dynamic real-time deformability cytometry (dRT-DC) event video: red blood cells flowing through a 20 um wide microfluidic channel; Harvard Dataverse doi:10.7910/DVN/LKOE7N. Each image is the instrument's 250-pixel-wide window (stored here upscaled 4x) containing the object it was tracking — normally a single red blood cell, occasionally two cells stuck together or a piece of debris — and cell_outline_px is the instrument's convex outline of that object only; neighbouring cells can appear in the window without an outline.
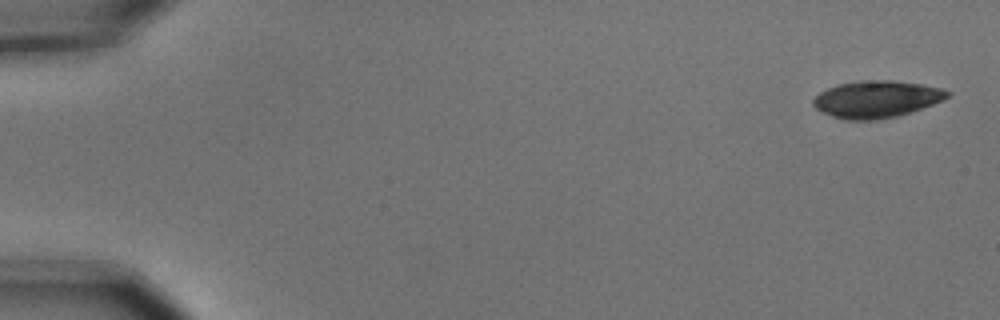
{"species": "common noctule bat (a hibernating species)", "species_latin": "Nyctalus noctula", "temperature_condition": "cold", "stored_images_in_passage": 6, "camera_frame_rate_fps": 3000, "um_per_image_px": 0.085, "animal": {"sex": "male", "body_mass_g": 15.6}, "frame": {"image": 1, "passage_image": 1, "time_ms": 0.0, "image_size_px": [1000, 320], "cell_outline_px": [[952, 92], [944, 100], [912, 112], [896, 116], [876, 120], [848, 120], [832, 116], [816, 108], [812, 104], [812, 100], [820, 92], [836, 84], [860, 80], [892, 80], [920, 84], [944, 88]], "centroid_in_image_um": [74.53, 8.42], "position_along_channel_um": 10.5, "area_um2": 29.07}}
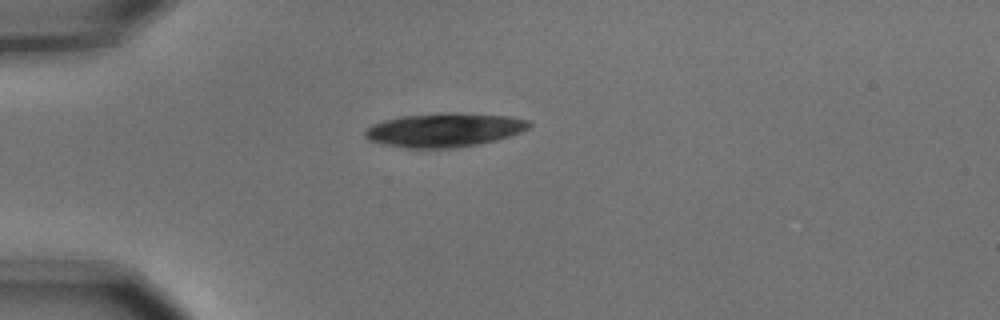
{"frame": {"image": 2, "passage_image": 4, "time_ms": 1.0, "image_size_px": [1000, 320], "cell_outline_px": [[532, 124], [528, 128], [520, 132], [496, 140], [456, 148], [408, 148], [384, 144], [368, 140], [364, 136], [364, 132], [372, 124], [384, 120], [400, 116], [444, 112], [456, 112], [508, 116], [528, 120]], "centroid_in_image_um": [37.75, 11.04], "position_along_channel_um": 47.3, "area_um2": 32.43}}